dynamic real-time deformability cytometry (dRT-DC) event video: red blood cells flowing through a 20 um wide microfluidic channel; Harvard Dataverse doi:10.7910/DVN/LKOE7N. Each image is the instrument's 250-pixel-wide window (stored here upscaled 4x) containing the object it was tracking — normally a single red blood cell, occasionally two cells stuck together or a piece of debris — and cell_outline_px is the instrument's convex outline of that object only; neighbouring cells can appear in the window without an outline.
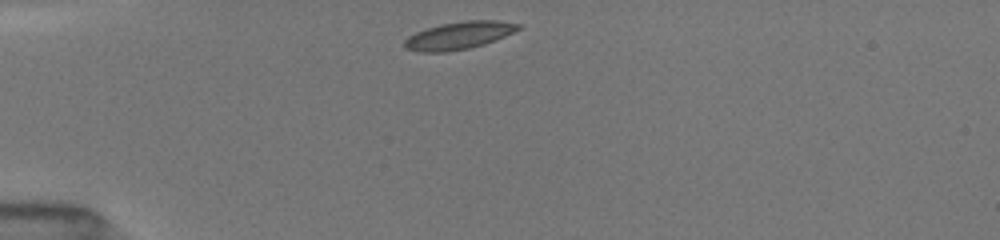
{"species": "common noctule bat (a hibernating species)", "species_latin": "Nyctalus noctula", "temperature_condition": "room temperature", "stored_images_in_passage": 32, "camera_frame_rate_fps": 3000, "um_per_image_px": 0.085, "animal": {"sex": "female", "body_mass_g": 19.5, "forearm_length_mm": 54.1}, "frame": {"image": 1, "passage_image": 1, "time_ms": 0.0, "image_size_px": [1000, 240], "cell_outline_px": [[520, 28], [496, 40], [484, 44], [468, 48], [444, 52], [420, 52], [404, 48], [404, 40], [408, 36], [416, 32], [440, 24], [464, 20], [496, 20], [520, 24]], "centroid_in_image_um": [38.98, 3.01], "position_along_channel_um": 46.0, "area_um2": 18.15}}
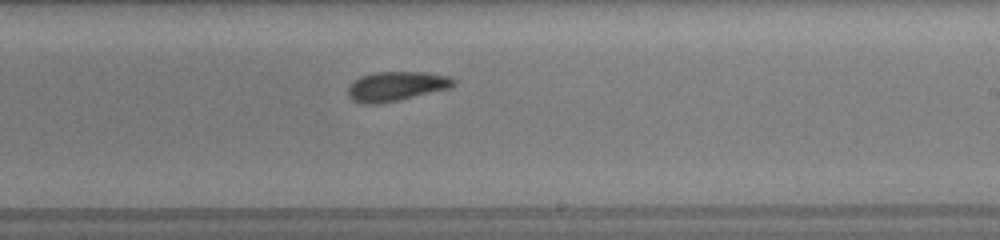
{"frame": {"image": 2, "passage_image": 19, "time_ms": 6.0, "image_size_px": [1000, 240], "cell_outline_px": [[456, 84], [452, 88], [380, 104], [360, 104], [352, 100], [348, 96], [348, 84], [352, 80], [360, 76], [376, 72], [424, 72], [448, 76], [456, 80]], "centroid_in_image_um": [33.65, 7.34], "position_along_channel_um": 255.3, "area_um2": 18.44}}
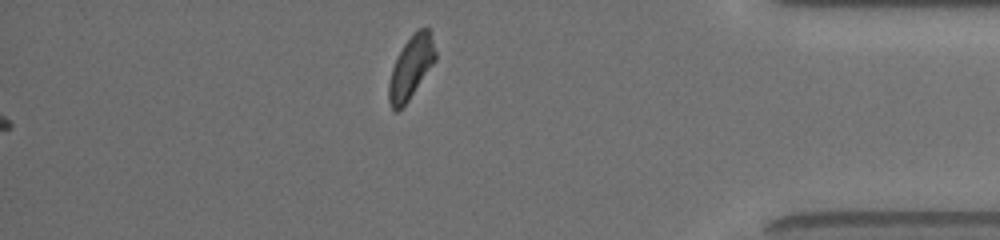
{"frame": {"image": 3, "passage_image": 32, "time_ms": 10.333, "image_size_px": [1000, 240], "cell_outline_px": [[436, 60], [408, 100], [396, 112], [392, 108], [388, 100], [388, 84], [392, 68], [404, 44], [420, 28], [428, 28], [436, 52]], "centroid_in_image_um": [34.92, 5.76], "position_along_channel_um": 400.3, "area_um2": 16.42}, "authors_computed_cell_mechanics": {"area_um2": 18.0047, "velocity_mm_per_s": 3.9917, "shape_relaxation_time_tau1_ms": 3.3166, "shape_relaxation_time_tau2_ms": 3.1926, "deformation_change_tau1": 0.1097, "deformation_change_tau2": 0.0945}}